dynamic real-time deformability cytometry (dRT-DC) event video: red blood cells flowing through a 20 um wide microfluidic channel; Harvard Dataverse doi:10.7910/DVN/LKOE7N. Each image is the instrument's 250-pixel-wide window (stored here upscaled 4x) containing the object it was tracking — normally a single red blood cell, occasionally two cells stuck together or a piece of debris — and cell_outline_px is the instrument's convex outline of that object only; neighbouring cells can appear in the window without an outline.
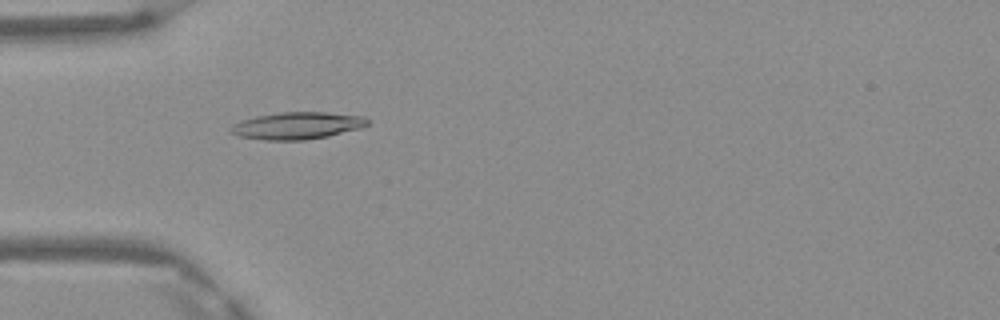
{"species": "Egyptian fruit bat (a non-hibernating species)", "species_latin": "Rousettus aegyptiacus", "temperature_condition": "warm", "stored_images_in_passage": 7, "camera_frame_rate_fps": 3000, "um_per_image_px": 0.085, "frame": {"image": 1, "passage_image": 5, "time_ms": 1.333, "image_size_px": [1000, 320], "cell_outline_px": [[368, 124], [360, 128], [328, 136], [304, 140], [264, 140], [240, 136], [232, 132], [232, 124], [240, 120], [256, 116], [280, 112], [324, 112], [364, 116], [368, 120]], "centroid_in_image_um": [25.27, 10.67], "position_along_channel_um": 59.7, "area_um2": 21.44}}
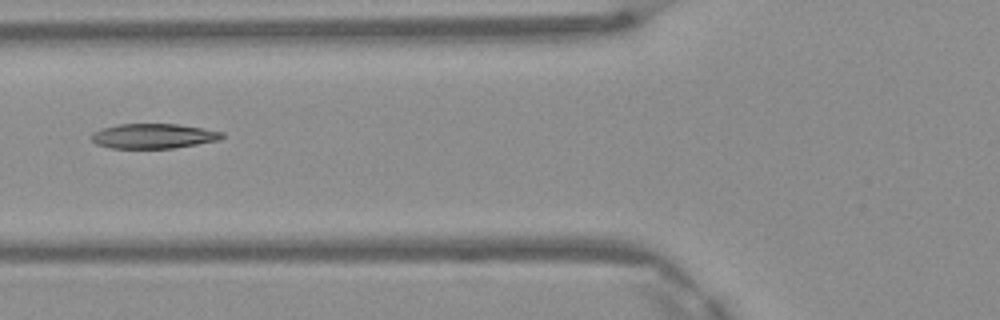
{"frame": {"image": 2, "passage_image": 6, "time_ms": 1.667, "image_size_px": [1000, 320], "cell_outline_px": [[224, 136], [220, 140], [172, 148], [108, 148], [96, 144], [92, 140], [92, 132], [104, 128], [120, 124], [176, 124], [204, 128], [224, 132]], "centroid_in_image_um": [13.06, 11.56], "position_along_channel_um": 112.7, "area_um2": 18.84}}
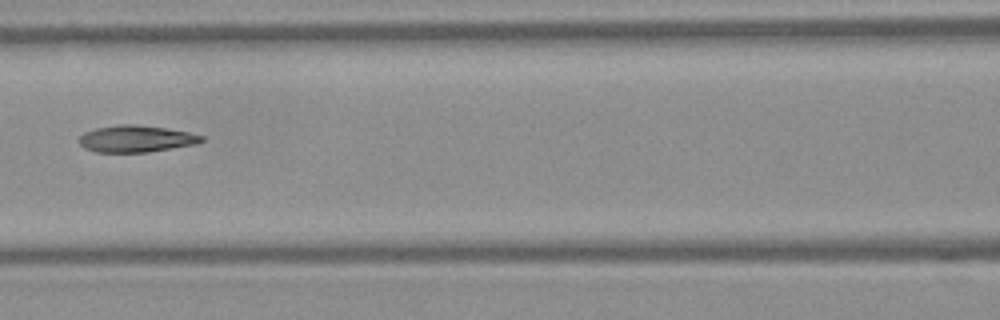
{"frame": {"image": 3, "passage_image": 7, "time_ms": 2.0, "image_size_px": [1000, 320], "cell_outline_px": [[204, 140], [196, 144], [148, 152], [96, 152], [84, 148], [80, 144], [80, 136], [84, 132], [96, 128], [120, 124], [140, 124], [168, 128], [188, 132], [204, 136]], "centroid_in_image_um": [11.58, 11.79], "position_along_channel_um": 155.0, "area_um2": 19.19}}